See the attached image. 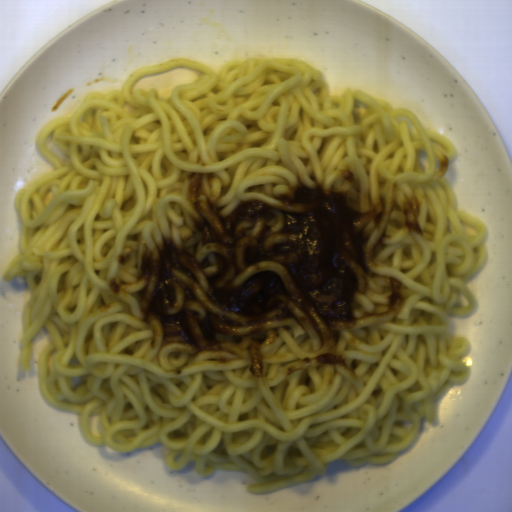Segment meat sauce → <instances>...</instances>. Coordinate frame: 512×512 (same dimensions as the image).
Segmentation results:
<instances>
[{
  "mask_svg": "<svg viewBox=\"0 0 512 512\" xmlns=\"http://www.w3.org/2000/svg\"><path fill=\"white\" fill-rule=\"evenodd\" d=\"M196 231L162 237L144 250L141 312L164 339L198 354L218 350L217 335L248 336L249 371L260 376L264 326L301 311L318 337L339 322L355 325L354 267L369 271L366 240L351 197L323 184L298 186L282 205L243 200L225 216L192 176Z\"/></svg>",
  "mask_w": 512,
  "mask_h": 512,
  "instance_id": "452cab56",
  "label": "meat sauce"
}]
</instances>
